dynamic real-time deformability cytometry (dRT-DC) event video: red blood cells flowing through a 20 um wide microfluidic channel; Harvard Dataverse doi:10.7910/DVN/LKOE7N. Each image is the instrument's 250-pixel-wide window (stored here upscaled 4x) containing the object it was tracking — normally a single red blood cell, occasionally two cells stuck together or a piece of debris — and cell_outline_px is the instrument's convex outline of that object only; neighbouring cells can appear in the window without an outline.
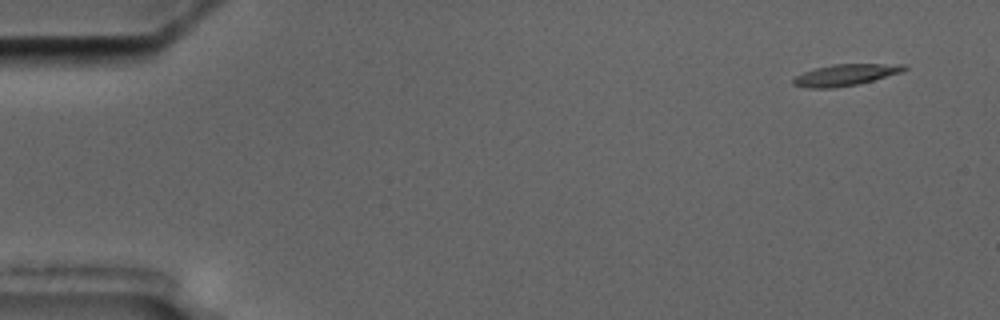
{"species": "common noctule bat (a hibernating species)", "species_latin": "Nyctalus noctula", "temperature_condition": "cold", "stored_images_in_passage": 4, "camera_frame_rate_fps": 3000, "um_per_image_px": 0.085, "animal": {"sex": "male", "body_mass_g": 17.5, "forearm_length_mm": 52.3}, "frame": {"image": 1, "passage_image": 1, "time_ms": 0.0, "image_size_px": [1000, 320], "cell_outline_px": [[908, 68], [900, 72], [860, 84], [832, 88], [808, 88], [792, 84], [792, 80], [796, 76], [804, 72], [816, 68], [832, 64], [908, 64]], "centroid_in_image_um": [71.86, 6.37], "position_along_channel_um": 13.1, "area_um2": 13.81}}